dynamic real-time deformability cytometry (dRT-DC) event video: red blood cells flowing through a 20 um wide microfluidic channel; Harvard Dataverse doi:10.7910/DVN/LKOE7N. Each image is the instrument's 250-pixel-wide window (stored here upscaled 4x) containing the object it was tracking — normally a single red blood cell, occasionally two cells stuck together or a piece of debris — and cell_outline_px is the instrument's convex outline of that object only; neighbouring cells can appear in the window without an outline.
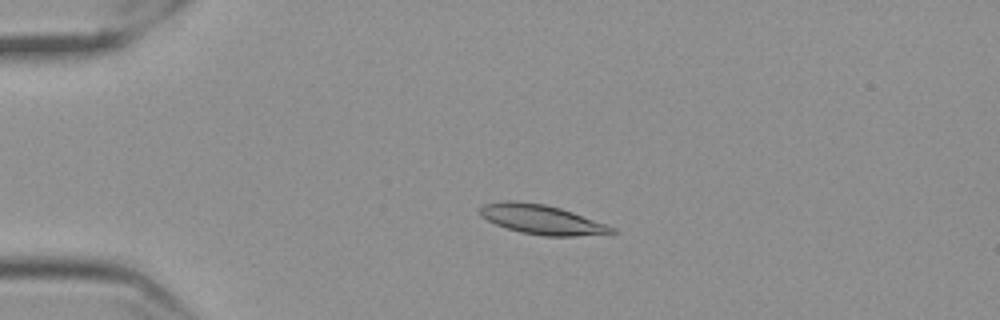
{"species": "Egyptian fruit bat (a non-hibernating species)", "species_latin": "Rousettus aegyptiacus", "temperature_condition": "cold", "stored_images_in_passage": 57, "camera_frame_rate_fps": 3000, "um_per_image_px": 0.085, "frame": {"image": 1, "passage_image": 13, "time_ms": 4.0, "image_size_px": [1000, 320], "cell_outline_px": [[616, 232], [576, 236], [544, 236], [520, 232], [496, 224], [480, 216], [480, 208], [484, 204], [504, 200], [516, 200], [544, 204], [560, 208], [572, 212], [616, 228]], "centroid_in_image_um": [46.01, 18.65], "position_along_channel_um": 39.0, "area_um2": 22.43}}
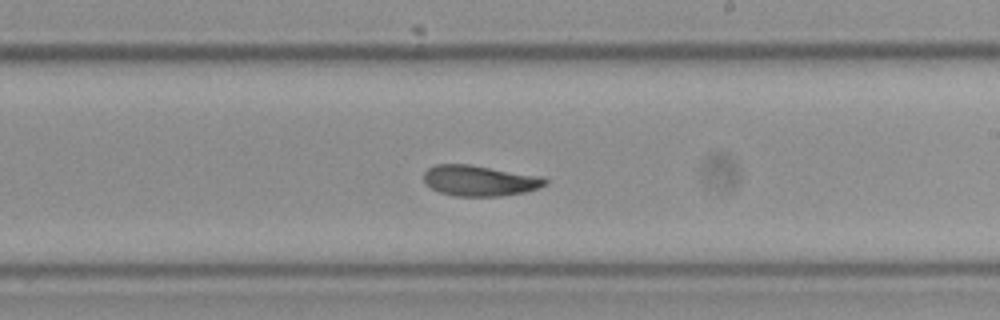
{"frame": {"image": 2, "passage_image": 34, "time_ms": 11.0, "image_size_px": [1000, 320], "cell_outline_px": [[548, 184], [524, 192], [500, 196], [452, 196], [440, 192], [424, 184], [424, 172], [428, 168], [436, 164], [468, 164], [544, 176], [548, 180]], "centroid_in_image_um": [40.77, 15.35], "position_along_channel_um": 248.2, "area_um2": 21.85}}
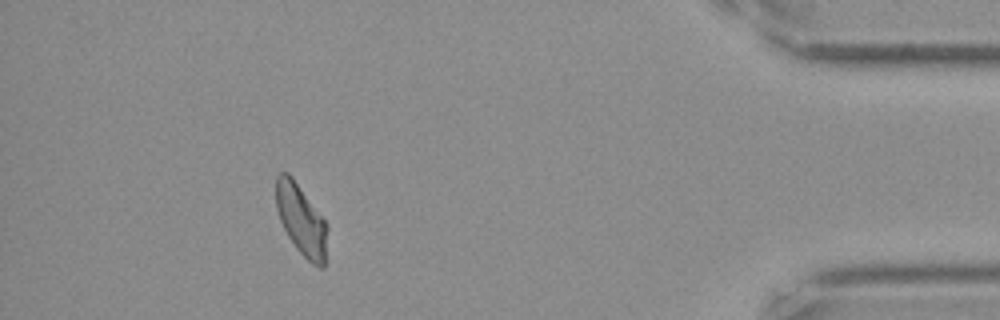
{"frame": {"image": 3, "passage_image": 52, "time_ms": 17.0, "image_size_px": [1000, 320], "cell_outline_px": [[328, 228], [324, 268], [320, 268], [312, 264], [296, 248], [288, 236], [280, 220], [276, 208], [276, 176], [280, 172], [288, 172], [292, 176], [328, 224]], "centroid_in_image_um": [25.61, 18.69], "position_along_channel_um": 409.6, "area_um2": 21.21}, "authors_computed_cell_mechanics": {"area_um2": 21.7328, "velocity_mm_per_s": 3.526, "shape_relaxation_time_tau1_ms": null, "shape_relaxation_time_tau2_ms": 5.3643, "deformation_change_tau1": null, "deformation_change_tau2": 0.0994}}